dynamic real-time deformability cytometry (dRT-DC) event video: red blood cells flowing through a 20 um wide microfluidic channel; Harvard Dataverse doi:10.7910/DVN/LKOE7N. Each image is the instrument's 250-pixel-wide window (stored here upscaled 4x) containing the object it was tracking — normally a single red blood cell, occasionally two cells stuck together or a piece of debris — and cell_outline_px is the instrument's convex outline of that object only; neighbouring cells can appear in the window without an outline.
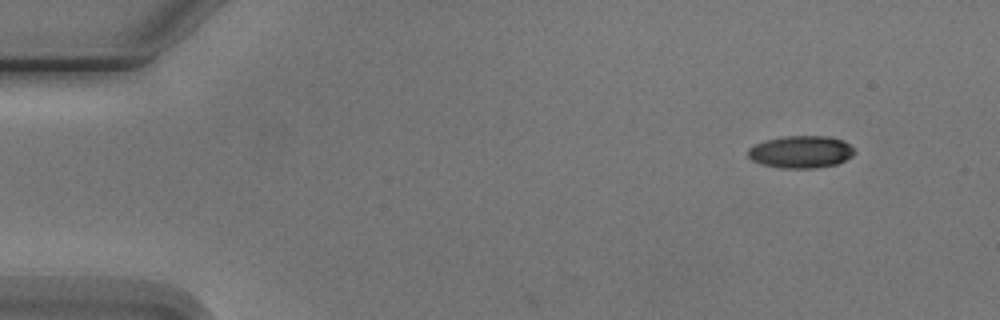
{"species": "Egyptian fruit bat (a non-hibernating species)", "species_latin": "Rousettus aegyptiacus", "temperature_condition": "cold", "stored_images_in_passage": 3, "camera_frame_rate_fps": 3000, "um_per_image_px": 0.085, "animal": {"sex": "male"}, "frame": {"image": 1, "passage_image": 1, "time_ms": 0.0, "image_size_px": [1000, 320], "cell_outline_px": [[856, 152], [852, 156], [836, 164], [816, 168], [780, 168], [764, 164], [752, 160], [748, 156], [748, 148], [764, 140], [784, 136], [828, 136], [844, 140]], "centroid_in_image_um": [68.08, 12.9], "position_along_channel_um": 16.9, "area_um2": 20.0}}